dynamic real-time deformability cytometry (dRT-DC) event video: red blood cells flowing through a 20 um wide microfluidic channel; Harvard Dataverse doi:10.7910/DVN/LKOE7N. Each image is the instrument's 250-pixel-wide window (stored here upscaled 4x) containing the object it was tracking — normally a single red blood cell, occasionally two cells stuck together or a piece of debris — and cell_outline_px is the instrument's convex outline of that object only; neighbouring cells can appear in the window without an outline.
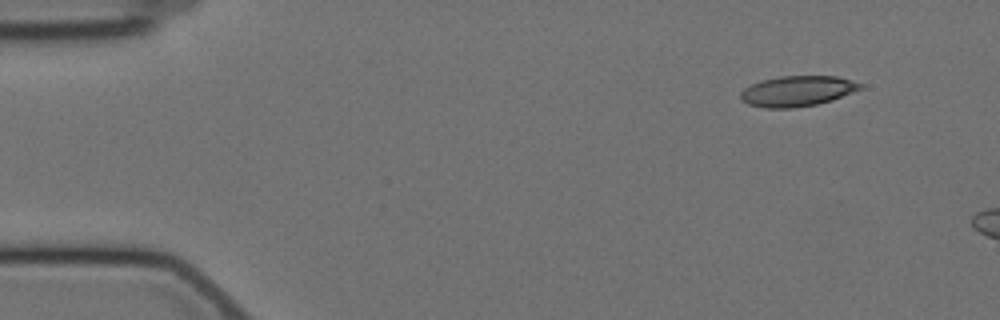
{"species": "Egyptian fruit bat (a non-hibernating species)", "species_latin": "Rousettus aegyptiacus", "temperature_condition": "cold", "stored_images_in_passage": 7, "camera_frame_rate_fps": 3000, "um_per_image_px": 0.085, "animal": {"sex": "female"}, "frame": {"image": 1, "passage_image": 1, "time_ms": 0.0, "image_size_px": [1000, 320], "cell_outline_px": [[864, 84], [860, 88], [852, 92], [832, 100], [816, 104], [792, 108], [764, 108], [748, 104], [740, 100], [740, 92], [744, 88], [760, 80], [780, 76], [836, 76], [852, 80]], "centroid_in_image_um": [67.73, 7.74], "position_along_channel_um": 17.3, "area_um2": 21.27}}